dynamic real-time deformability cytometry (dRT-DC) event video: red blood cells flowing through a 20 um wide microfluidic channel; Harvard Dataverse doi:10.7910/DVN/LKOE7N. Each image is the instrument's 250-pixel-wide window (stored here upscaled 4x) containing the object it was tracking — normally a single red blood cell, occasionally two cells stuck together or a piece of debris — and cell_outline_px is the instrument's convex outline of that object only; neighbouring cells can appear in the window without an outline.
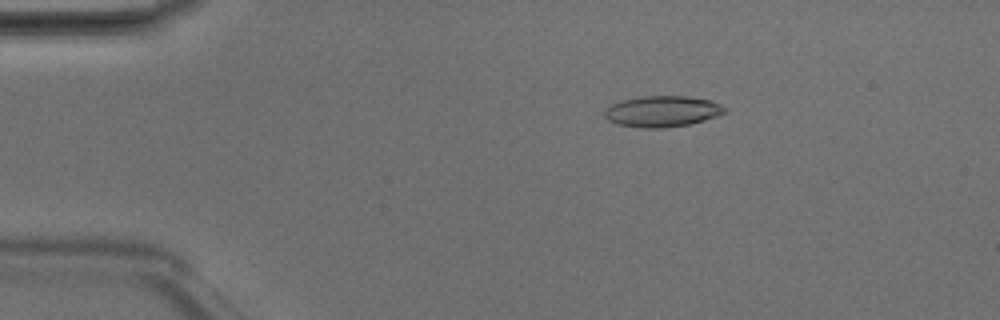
{"species": "Egyptian fruit bat (a non-hibernating species)", "species_latin": "Rousettus aegyptiacus", "temperature_condition": "room temperature", "stored_images_in_passage": 48, "camera_frame_rate_fps": 3000, "um_per_image_px": 0.085, "animal": {"sex": "male"}, "frame": {"image": 1, "passage_image": 8, "time_ms": 2.333, "image_size_px": [1000, 320], "cell_outline_px": [[728, 108], [724, 112], [716, 116], [704, 120], [688, 124], [664, 128], [640, 128], [616, 124], [608, 120], [604, 116], [604, 112], [612, 104], [620, 100], [640, 96], [688, 96], [708, 100], [720, 104]], "centroid_in_image_um": [56.26, 9.46], "position_along_channel_um": 28.7, "area_um2": 21.73}}
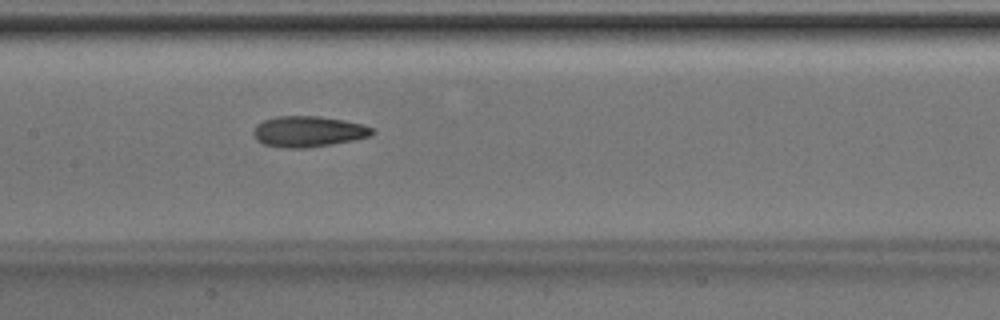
{"frame": {"image": 2, "passage_image": 23, "time_ms": 7.333, "image_size_px": [1000, 320], "cell_outline_px": [[376, 132], [368, 136], [352, 140], [304, 148], [284, 148], [264, 144], [256, 140], [252, 132], [256, 124], [264, 120], [276, 116], [320, 116], [344, 120], [364, 124], [372, 128]], "centroid_in_image_um": [26.17, 11.16], "position_along_channel_um": 181.2, "area_um2": 21.27}}
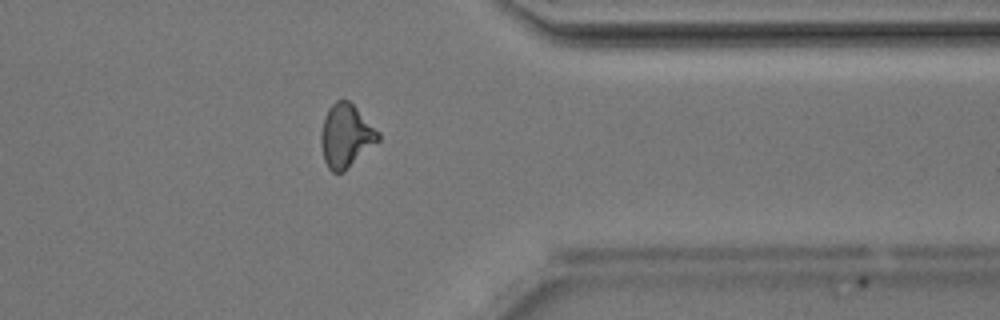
{"frame": {"image": 3, "passage_image": 38, "time_ms": 12.333, "image_size_px": [1000, 320], "cell_outline_px": [[380, 140], [344, 172], [332, 172], [328, 168], [324, 160], [320, 140], [320, 132], [324, 116], [328, 108], [336, 100], [348, 100], [380, 132]], "centroid_in_image_um": [29.39, 11.55], "position_along_channel_um": 382.0, "area_um2": 21.15}, "authors_computed_cell_mechanics": {"area_um2": 20.9236, "velocity_mm_per_s": 4.2207, "shape_relaxation_time_tau1_ms": null, "shape_relaxation_time_tau2_ms": 2.6943, "deformation_change_tau1": null, "deformation_change_tau2": 0.1129}}